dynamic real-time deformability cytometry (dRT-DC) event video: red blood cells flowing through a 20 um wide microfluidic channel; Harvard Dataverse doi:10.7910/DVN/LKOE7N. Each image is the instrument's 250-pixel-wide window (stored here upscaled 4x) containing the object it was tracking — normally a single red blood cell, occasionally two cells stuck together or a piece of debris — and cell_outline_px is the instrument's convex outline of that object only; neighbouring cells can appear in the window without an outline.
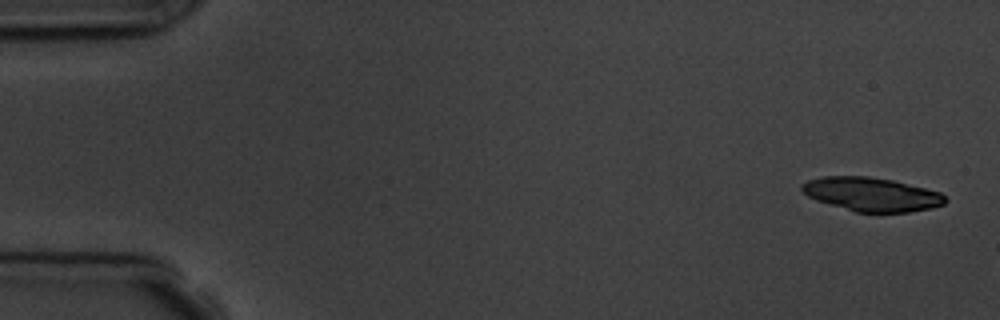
{"species": "common noctule bat (a hibernating species)", "species_latin": "Nyctalus noctula", "temperature_condition": "room temperature", "stored_images_in_passage": 3, "camera_frame_rate_fps": 3000, "um_per_image_px": 0.085, "animal": {"sex": "male", "body_mass_g": 19.5, "forearm_length_mm": 54.6}, "frame": {"image": 1, "passage_image": 1, "time_ms": 0.0, "image_size_px": [1000, 320], "cell_outline_px": [[948, 200], [944, 204], [932, 208], [908, 212], [856, 212], [816, 200], [808, 196], [800, 188], [800, 184], [808, 180], [820, 176], [868, 176], [892, 180], [940, 192]], "centroid_in_image_um": [74.06, 16.51], "position_along_channel_um": 10.9, "area_um2": 28.15}}